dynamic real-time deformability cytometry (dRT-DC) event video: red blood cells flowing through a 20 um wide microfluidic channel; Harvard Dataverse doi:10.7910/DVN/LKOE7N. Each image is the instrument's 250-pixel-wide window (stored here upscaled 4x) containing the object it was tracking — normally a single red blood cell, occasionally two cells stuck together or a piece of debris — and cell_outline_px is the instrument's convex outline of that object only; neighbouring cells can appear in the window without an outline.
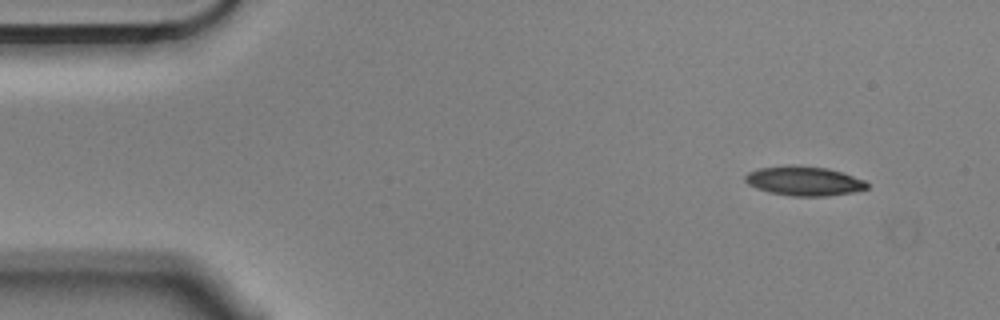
{"species": "Egyptian fruit bat (a non-hibernating species)", "species_latin": "Rousettus aegyptiacus", "temperature_condition": "cold", "stored_images_in_passage": 3, "camera_frame_rate_fps": 3000, "um_per_image_px": 0.085, "animal": {"sex": "male"}, "frame": {"image": 1, "passage_image": 1, "time_ms": 0.0, "image_size_px": [1000, 320], "cell_outline_px": [[868, 188], [852, 192], [824, 196], [792, 196], [768, 192], [756, 188], [748, 184], [744, 180], [744, 176], [748, 172], [760, 168], [788, 164], [796, 164], [828, 168], [864, 180], [868, 184]], "centroid_in_image_um": [68.29, 15.37], "position_along_channel_um": 16.7, "area_um2": 20.92}}